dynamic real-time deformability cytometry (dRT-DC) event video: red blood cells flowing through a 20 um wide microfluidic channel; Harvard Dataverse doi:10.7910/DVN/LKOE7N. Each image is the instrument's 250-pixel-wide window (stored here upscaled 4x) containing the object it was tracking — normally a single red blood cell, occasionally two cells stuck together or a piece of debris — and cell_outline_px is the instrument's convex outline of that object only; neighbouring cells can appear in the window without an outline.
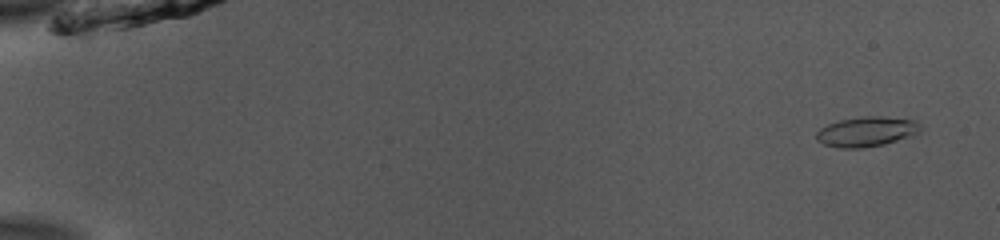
{"species": "common noctule bat (a hibernating species)", "species_latin": "Nyctalus noctula", "temperature_condition": "room temperature", "stored_images_in_passage": 53, "camera_frame_rate_fps": 3000, "um_per_image_px": 0.085, "animal": {"sex": "male", "body_mass_g": 13.0, "forearm_length_mm": 53.1}, "frame": {"image": 1, "passage_image": 3, "time_ms": 0.667, "image_size_px": [1000, 240], "cell_outline_px": [[924, 128], [920, 132], [884, 144], [864, 148], [840, 148], [824, 144], [816, 140], [816, 132], [820, 128], [828, 124], [840, 120], [864, 116], [880, 116], [916, 120]], "centroid_in_image_um": [73.66, 11.18], "position_along_channel_um": 11.3, "area_um2": 18.15}}
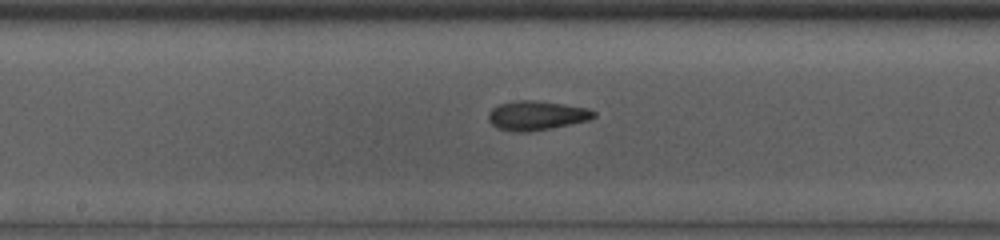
{"frame": {"image": 2, "passage_image": 29, "time_ms": 9.333, "image_size_px": [1000, 240], "cell_outline_px": [[596, 116], [588, 120], [528, 132], [516, 132], [500, 128], [492, 124], [488, 120], [488, 112], [492, 108], [500, 104], [516, 100], [536, 100], [588, 108], [596, 112]], "centroid_in_image_um": [45.59, 9.8], "position_along_channel_um": 202.6, "area_um2": 17.74}}
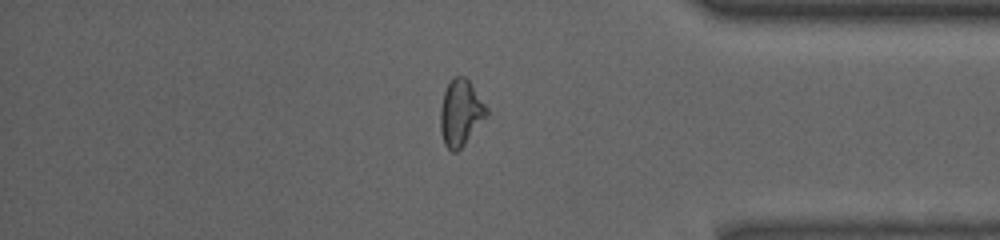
{"frame": {"image": 3, "passage_image": 45, "time_ms": 14.667, "image_size_px": [1000, 240], "cell_outline_px": [[488, 112], [464, 144], [456, 152], [452, 152], [444, 144], [440, 128], [440, 108], [444, 92], [452, 76], [464, 76], [468, 80], [488, 108]], "centroid_in_image_um": [39.12, 9.57], "position_along_channel_um": 396.1, "area_um2": 17.46}, "authors_computed_cell_mechanics": {"area_um2": 17.2822, "velocity_mm_per_s": 3.9258, "shape_relaxation_time_tau1_ms": 6.6578, "shape_relaxation_time_tau2_ms": 2.9315, "deformation_change_tau1": 0.2059, "deformation_change_tau2": 0.0738}}